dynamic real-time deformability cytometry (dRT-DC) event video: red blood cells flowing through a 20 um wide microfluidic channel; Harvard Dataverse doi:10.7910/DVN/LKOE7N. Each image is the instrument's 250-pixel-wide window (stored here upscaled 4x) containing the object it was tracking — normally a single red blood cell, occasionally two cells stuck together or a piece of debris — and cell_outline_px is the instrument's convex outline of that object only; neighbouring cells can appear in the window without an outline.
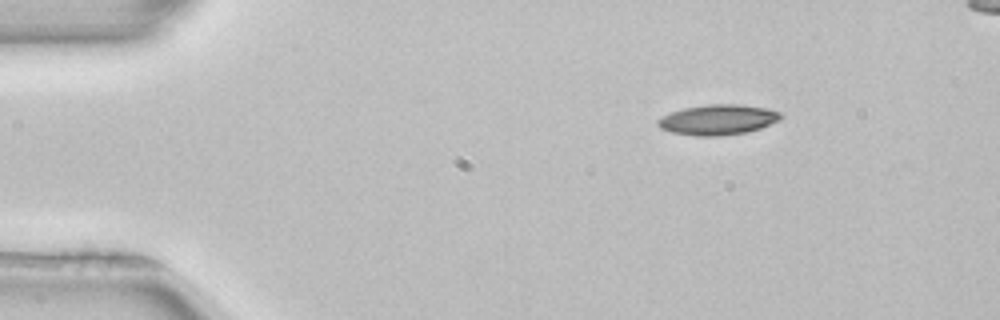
{"species": "common noctule bat (a hibernating species)", "species_latin": "Nyctalus noctula", "temperature_condition": "room temperature", "stored_images_in_passage": 45, "camera_frame_rate_fps": 3000, "um_per_image_px": 0.085, "animal": {"sex": "female", "body_mass_g": 22.7, "forearm_length_mm": 54.2}, "frame": {"image": 1, "passage_image": 1, "time_ms": 0.0, "image_size_px": [1000, 320], "cell_outline_px": [[784, 116], [780, 120], [760, 128], [744, 132], [716, 136], [696, 136], [672, 132], [660, 128], [656, 124], [656, 120], [672, 112], [684, 108], [708, 104], [740, 104], [768, 108], [780, 112]], "centroid_in_image_um": [61.04, 10.16], "position_along_channel_um": 24.0, "area_um2": 21.62}}
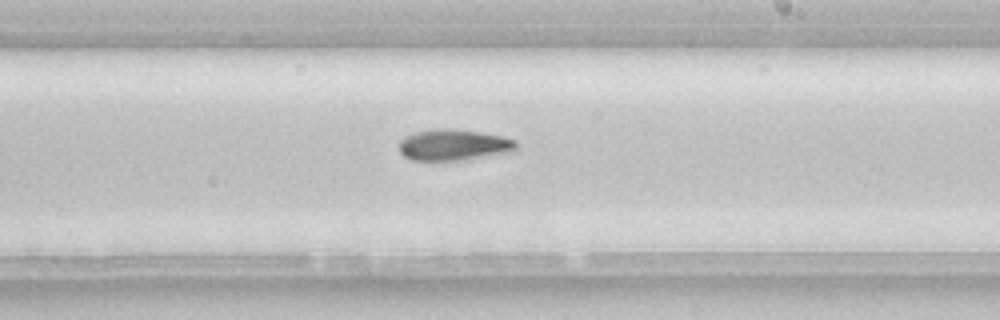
{"frame": {"image": 2, "passage_image": 24, "time_ms": 7.667, "image_size_px": [1000, 320], "cell_outline_px": [[516, 148], [512, 152], [468, 160], [412, 160], [404, 156], [400, 152], [400, 140], [404, 136], [416, 132], [432, 128], [448, 128], [480, 132], [504, 136], [516, 140]], "centroid_in_image_um": [38.58, 12.31], "position_along_channel_um": 250.4, "area_um2": 21.56}}